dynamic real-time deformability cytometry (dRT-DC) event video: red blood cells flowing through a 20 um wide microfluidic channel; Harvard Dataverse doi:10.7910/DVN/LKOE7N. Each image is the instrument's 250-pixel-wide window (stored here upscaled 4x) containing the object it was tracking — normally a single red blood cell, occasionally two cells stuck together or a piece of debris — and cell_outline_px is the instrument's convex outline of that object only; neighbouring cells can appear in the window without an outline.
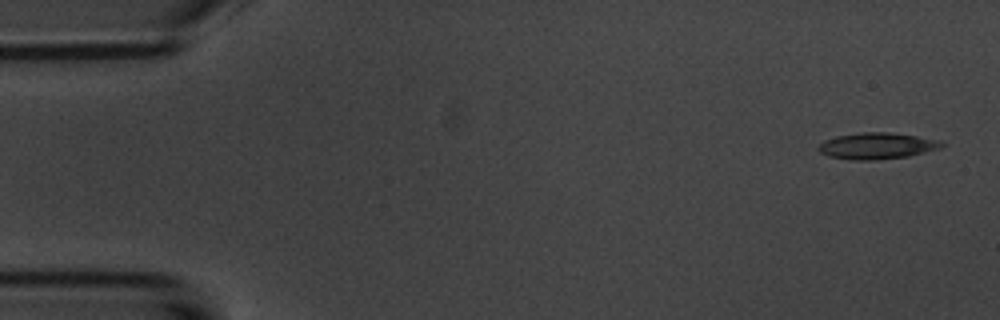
{"species": "common noctule bat (a hibernating species)", "species_latin": "Nyctalus noctula", "temperature_condition": "room temperature", "stored_images_in_passage": 4, "camera_frame_rate_fps": 3000, "um_per_image_px": 0.085, "animal": {"sex": "male", "body_mass_g": 20.1, "forearm_length_mm": 53.5}, "frame": {"image": 1, "passage_image": 1, "time_ms": 0.0, "image_size_px": [1000, 320], "cell_outline_px": [[948, 144], [940, 148], [908, 156], [876, 160], [852, 160], [828, 156], [820, 152], [816, 148], [824, 140], [836, 136], [860, 132], [888, 132], [916, 136], [940, 140]], "centroid_in_image_um": [74.54, 12.4], "position_along_channel_um": 10.5, "area_um2": 19.02}}
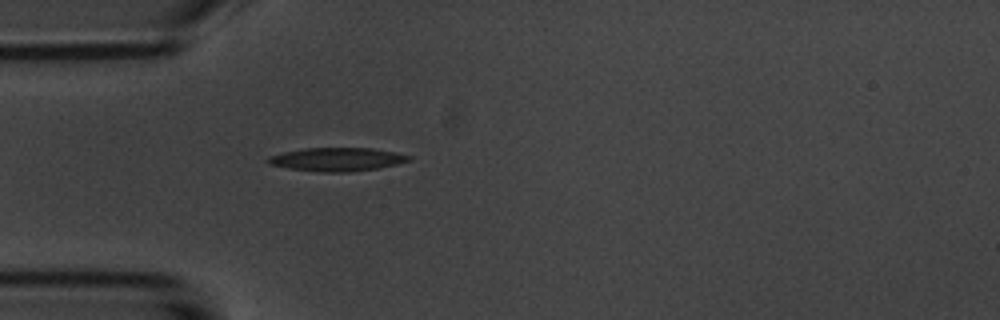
{"frame": {"image": 2, "passage_image": 4, "time_ms": 4.333, "image_size_px": [1000, 320], "cell_outline_px": [[412, 160], [396, 164], [376, 168], [348, 172], [320, 172], [288, 168], [268, 164], [264, 160], [268, 156], [284, 152], [304, 148], [372, 148], [412, 156]], "centroid_in_image_um": [28.59, 13.54], "position_along_channel_um": 56.4, "area_um2": 19.19}}